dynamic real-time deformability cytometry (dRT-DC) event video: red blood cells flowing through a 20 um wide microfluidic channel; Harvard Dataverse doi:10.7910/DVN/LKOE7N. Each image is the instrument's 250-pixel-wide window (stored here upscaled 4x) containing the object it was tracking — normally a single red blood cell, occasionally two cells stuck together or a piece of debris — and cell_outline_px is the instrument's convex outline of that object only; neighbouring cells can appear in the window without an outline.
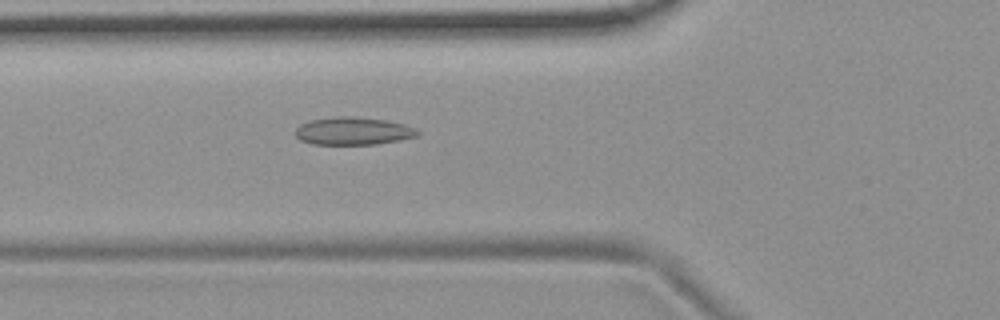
{"species": "common noctule bat (a hibernating species)", "species_latin": "Nyctalus noctula", "temperature_condition": "room temperature", "stored_images_in_passage": 55, "camera_frame_rate_fps": 3000, "um_per_image_px": 0.085, "animal": {"sex": "female", "body_mass_g": 19.9}, "frame": {"image": 1, "passage_image": 20, "time_ms": 6.333, "image_size_px": [1000, 320], "cell_outline_px": [[420, 132], [416, 136], [400, 140], [376, 144], [312, 144], [300, 140], [296, 136], [296, 128], [300, 124], [312, 120], [336, 116], [352, 116], [384, 120], [404, 124], [416, 128]], "centroid_in_image_um": [30.02, 11.14], "position_along_channel_um": 95.8, "area_um2": 19.65}}
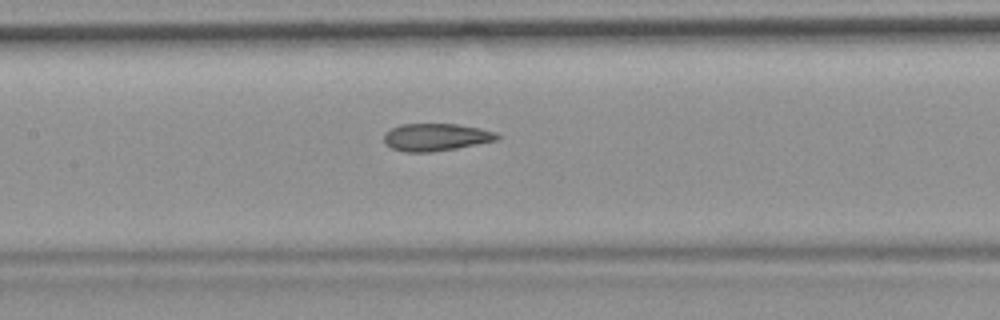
{"frame": {"image": 2, "passage_image": 26, "time_ms": 8.333, "image_size_px": [1000, 320], "cell_outline_px": [[500, 136], [496, 140], [456, 148], [432, 152], [404, 152], [392, 148], [384, 144], [384, 136], [392, 128], [400, 124], [456, 124], [480, 128], [496, 132]], "centroid_in_image_um": [37.04, 11.66], "position_along_channel_um": 170.4, "area_um2": 17.98}}
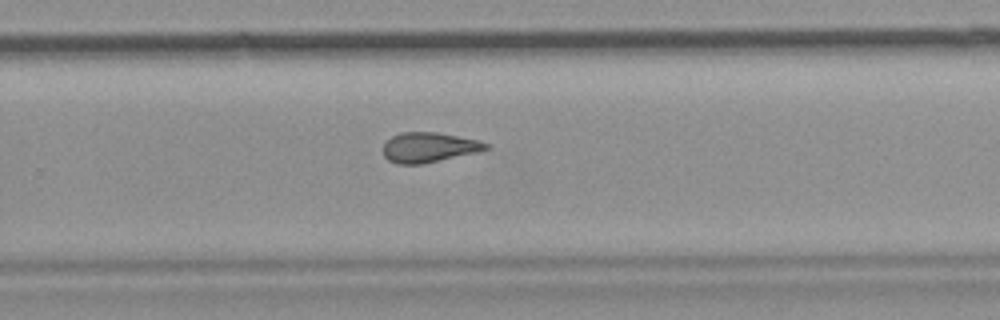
{"frame": {"image": 3, "passage_image": 36, "time_ms": 11.667, "image_size_px": [1000, 320], "cell_outline_px": [[488, 148], [476, 152], [420, 164], [396, 164], [388, 160], [384, 156], [384, 144], [392, 136], [400, 132], [436, 132], [480, 140], [488, 144]], "centroid_in_image_um": [36.43, 12.51], "position_along_channel_um": 293.4, "area_um2": 17.69}, "authors_computed_cell_mechanics": {"area_um2": 18.785, "velocity_mm_per_s": 3.7123, "shape_relaxation_time_tau1_ms": null, "shape_relaxation_time_tau2_ms": 1.8223, "deformation_change_tau1": null, "deformation_change_tau2": 0.0814}}